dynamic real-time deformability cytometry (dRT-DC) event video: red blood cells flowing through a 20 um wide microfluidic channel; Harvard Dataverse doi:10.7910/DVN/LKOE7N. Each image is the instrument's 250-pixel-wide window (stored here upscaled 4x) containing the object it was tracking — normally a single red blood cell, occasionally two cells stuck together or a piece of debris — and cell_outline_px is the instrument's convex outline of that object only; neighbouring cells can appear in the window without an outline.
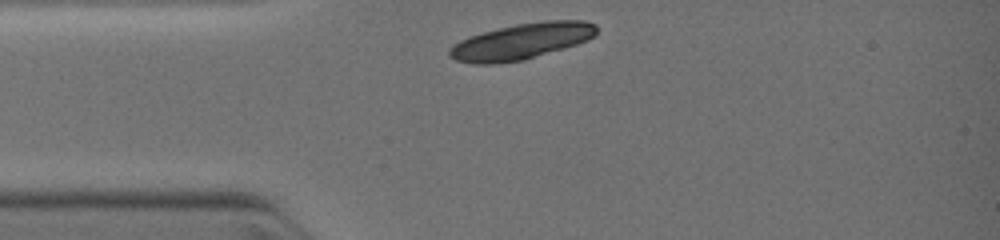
{"species": "common noctule bat (a hibernating species)", "species_latin": "Nyctalus noctula", "temperature_condition": "warm", "stored_images_in_passage": 1, "camera_frame_rate_fps": 3000, "um_per_image_px": 0.085, "animal": {"sex": "female", "body_mass_g": 19.0, "forearm_length_mm": 51.5}, "frame": {"image": 1, "passage_image": 1, "time_ms": 0.0, "image_size_px": [1000, 240], "cell_outline_px": [[596, 32], [588, 40], [576, 44], [524, 60], [496, 64], [472, 64], [456, 60], [448, 56], [448, 48], [460, 40], [484, 32], [516, 24], [548, 20], [584, 20], [596, 24]], "centroid_in_image_um": [44.3, 3.52], "position_along_channel_um": 40.7, "area_um2": 30.69}}